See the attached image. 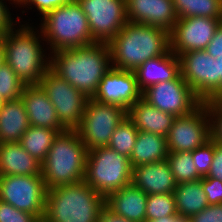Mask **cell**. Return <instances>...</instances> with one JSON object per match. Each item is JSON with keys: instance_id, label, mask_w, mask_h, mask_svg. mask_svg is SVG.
<instances>
[{"instance_id": "cell-34", "label": "cell", "mask_w": 222, "mask_h": 222, "mask_svg": "<svg viewBox=\"0 0 222 222\" xmlns=\"http://www.w3.org/2000/svg\"><path fill=\"white\" fill-rule=\"evenodd\" d=\"M211 120V138L222 144V99L205 101Z\"/></svg>"}, {"instance_id": "cell-43", "label": "cell", "mask_w": 222, "mask_h": 222, "mask_svg": "<svg viewBox=\"0 0 222 222\" xmlns=\"http://www.w3.org/2000/svg\"><path fill=\"white\" fill-rule=\"evenodd\" d=\"M218 62V99H222V58H216Z\"/></svg>"}, {"instance_id": "cell-14", "label": "cell", "mask_w": 222, "mask_h": 222, "mask_svg": "<svg viewBox=\"0 0 222 222\" xmlns=\"http://www.w3.org/2000/svg\"><path fill=\"white\" fill-rule=\"evenodd\" d=\"M142 99L175 117L191 113L202 103L181 73L174 80L156 83L145 89Z\"/></svg>"}, {"instance_id": "cell-4", "label": "cell", "mask_w": 222, "mask_h": 222, "mask_svg": "<svg viewBox=\"0 0 222 222\" xmlns=\"http://www.w3.org/2000/svg\"><path fill=\"white\" fill-rule=\"evenodd\" d=\"M105 199L84 180L47 189L45 222H97Z\"/></svg>"}, {"instance_id": "cell-36", "label": "cell", "mask_w": 222, "mask_h": 222, "mask_svg": "<svg viewBox=\"0 0 222 222\" xmlns=\"http://www.w3.org/2000/svg\"><path fill=\"white\" fill-rule=\"evenodd\" d=\"M202 187L209 205L222 204V181L216 178L202 177Z\"/></svg>"}, {"instance_id": "cell-25", "label": "cell", "mask_w": 222, "mask_h": 222, "mask_svg": "<svg viewBox=\"0 0 222 222\" xmlns=\"http://www.w3.org/2000/svg\"><path fill=\"white\" fill-rule=\"evenodd\" d=\"M168 149L165 136L138 131L133 152L129 158L131 167L155 163L167 159Z\"/></svg>"}, {"instance_id": "cell-35", "label": "cell", "mask_w": 222, "mask_h": 222, "mask_svg": "<svg viewBox=\"0 0 222 222\" xmlns=\"http://www.w3.org/2000/svg\"><path fill=\"white\" fill-rule=\"evenodd\" d=\"M31 213L18 210L8 203L0 201V222H38Z\"/></svg>"}, {"instance_id": "cell-11", "label": "cell", "mask_w": 222, "mask_h": 222, "mask_svg": "<svg viewBox=\"0 0 222 222\" xmlns=\"http://www.w3.org/2000/svg\"><path fill=\"white\" fill-rule=\"evenodd\" d=\"M211 139V120L206 103L176 117L166 137L168 153L192 152Z\"/></svg>"}, {"instance_id": "cell-21", "label": "cell", "mask_w": 222, "mask_h": 222, "mask_svg": "<svg viewBox=\"0 0 222 222\" xmlns=\"http://www.w3.org/2000/svg\"><path fill=\"white\" fill-rule=\"evenodd\" d=\"M147 198L145 192L130 184L110 194L105 199V206L130 221L145 222Z\"/></svg>"}, {"instance_id": "cell-5", "label": "cell", "mask_w": 222, "mask_h": 222, "mask_svg": "<svg viewBox=\"0 0 222 222\" xmlns=\"http://www.w3.org/2000/svg\"><path fill=\"white\" fill-rule=\"evenodd\" d=\"M87 152L86 145L76 130L59 133L42 162L41 174L46 188L83 181Z\"/></svg>"}, {"instance_id": "cell-7", "label": "cell", "mask_w": 222, "mask_h": 222, "mask_svg": "<svg viewBox=\"0 0 222 222\" xmlns=\"http://www.w3.org/2000/svg\"><path fill=\"white\" fill-rule=\"evenodd\" d=\"M132 167L127 156L108 146L90 149L84 181L104 199L131 184Z\"/></svg>"}, {"instance_id": "cell-23", "label": "cell", "mask_w": 222, "mask_h": 222, "mask_svg": "<svg viewBox=\"0 0 222 222\" xmlns=\"http://www.w3.org/2000/svg\"><path fill=\"white\" fill-rule=\"evenodd\" d=\"M42 163L26 152L19 142L0 144V176L41 175Z\"/></svg>"}, {"instance_id": "cell-1", "label": "cell", "mask_w": 222, "mask_h": 222, "mask_svg": "<svg viewBox=\"0 0 222 222\" xmlns=\"http://www.w3.org/2000/svg\"><path fill=\"white\" fill-rule=\"evenodd\" d=\"M49 54L50 69L88 98L93 97L99 82L112 68L107 43H92Z\"/></svg>"}, {"instance_id": "cell-6", "label": "cell", "mask_w": 222, "mask_h": 222, "mask_svg": "<svg viewBox=\"0 0 222 222\" xmlns=\"http://www.w3.org/2000/svg\"><path fill=\"white\" fill-rule=\"evenodd\" d=\"M39 26L50 53L96 43L85 13L76 0L46 13Z\"/></svg>"}, {"instance_id": "cell-10", "label": "cell", "mask_w": 222, "mask_h": 222, "mask_svg": "<svg viewBox=\"0 0 222 222\" xmlns=\"http://www.w3.org/2000/svg\"><path fill=\"white\" fill-rule=\"evenodd\" d=\"M39 85L53 104L61 125L66 130H76L89 98L51 69L44 74Z\"/></svg>"}, {"instance_id": "cell-9", "label": "cell", "mask_w": 222, "mask_h": 222, "mask_svg": "<svg viewBox=\"0 0 222 222\" xmlns=\"http://www.w3.org/2000/svg\"><path fill=\"white\" fill-rule=\"evenodd\" d=\"M47 188L41 175L0 176V201L43 220Z\"/></svg>"}, {"instance_id": "cell-27", "label": "cell", "mask_w": 222, "mask_h": 222, "mask_svg": "<svg viewBox=\"0 0 222 222\" xmlns=\"http://www.w3.org/2000/svg\"><path fill=\"white\" fill-rule=\"evenodd\" d=\"M59 132L46 127L29 126L19 143L39 162H43Z\"/></svg>"}, {"instance_id": "cell-8", "label": "cell", "mask_w": 222, "mask_h": 222, "mask_svg": "<svg viewBox=\"0 0 222 222\" xmlns=\"http://www.w3.org/2000/svg\"><path fill=\"white\" fill-rule=\"evenodd\" d=\"M126 117L127 111L124 108L89 98L76 131L88 151L107 146L114 130Z\"/></svg>"}, {"instance_id": "cell-19", "label": "cell", "mask_w": 222, "mask_h": 222, "mask_svg": "<svg viewBox=\"0 0 222 222\" xmlns=\"http://www.w3.org/2000/svg\"><path fill=\"white\" fill-rule=\"evenodd\" d=\"M21 99L24 102L30 126L46 127L59 133L66 131L58 119L53 104L40 85H26Z\"/></svg>"}, {"instance_id": "cell-38", "label": "cell", "mask_w": 222, "mask_h": 222, "mask_svg": "<svg viewBox=\"0 0 222 222\" xmlns=\"http://www.w3.org/2000/svg\"><path fill=\"white\" fill-rule=\"evenodd\" d=\"M192 222H222V204L209 205L201 212L193 215Z\"/></svg>"}, {"instance_id": "cell-47", "label": "cell", "mask_w": 222, "mask_h": 222, "mask_svg": "<svg viewBox=\"0 0 222 222\" xmlns=\"http://www.w3.org/2000/svg\"><path fill=\"white\" fill-rule=\"evenodd\" d=\"M179 222H192V221L190 220V218L189 219L188 218H181L179 220Z\"/></svg>"}, {"instance_id": "cell-39", "label": "cell", "mask_w": 222, "mask_h": 222, "mask_svg": "<svg viewBox=\"0 0 222 222\" xmlns=\"http://www.w3.org/2000/svg\"><path fill=\"white\" fill-rule=\"evenodd\" d=\"M206 177L222 181V144L215 142L212 165Z\"/></svg>"}, {"instance_id": "cell-16", "label": "cell", "mask_w": 222, "mask_h": 222, "mask_svg": "<svg viewBox=\"0 0 222 222\" xmlns=\"http://www.w3.org/2000/svg\"><path fill=\"white\" fill-rule=\"evenodd\" d=\"M142 92L138 87L134 71L112 67L101 79L92 99L117 105L126 111L139 99Z\"/></svg>"}, {"instance_id": "cell-29", "label": "cell", "mask_w": 222, "mask_h": 222, "mask_svg": "<svg viewBox=\"0 0 222 222\" xmlns=\"http://www.w3.org/2000/svg\"><path fill=\"white\" fill-rule=\"evenodd\" d=\"M166 160L177 184L193 182L202 178L197 173L192 152H170Z\"/></svg>"}, {"instance_id": "cell-37", "label": "cell", "mask_w": 222, "mask_h": 222, "mask_svg": "<svg viewBox=\"0 0 222 222\" xmlns=\"http://www.w3.org/2000/svg\"><path fill=\"white\" fill-rule=\"evenodd\" d=\"M73 0H19L16 5L19 7L22 5L23 7L32 6L36 7L39 11V14L43 17L49 11L54 10L55 8L72 2ZM28 5V6H27Z\"/></svg>"}, {"instance_id": "cell-12", "label": "cell", "mask_w": 222, "mask_h": 222, "mask_svg": "<svg viewBox=\"0 0 222 222\" xmlns=\"http://www.w3.org/2000/svg\"><path fill=\"white\" fill-rule=\"evenodd\" d=\"M85 13L92 39L109 43L125 26L126 0H76Z\"/></svg>"}, {"instance_id": "cell-22", "label": "cell", "mask_w": 222, "mask_h": 222, "mask_svg": "<svg viewBox=\"0 0 222 222\" xmlns=\"http://www.w3.org/2000/svg\"><path fill=\"white\" fill-rule=\"evenodd\" d=\"M127 117L139 131L151 132L167 137L175 116L147 103L137 100L127 111Z\"/></svg>"}, {"instance_id": "cell-44", "label": "cell", "mask_w": 222, "mask_h": 222, "mask_svg": "<svg viewBox=\"0 0 222 222\" xmlns=\"http://www.w3.org/2000/svg\"><path fill=\"white\" fill-rule=\"evenodd\" d=\"M181 217L179 215H174V216H166L163 218H158L155 220H146L145 222H179Z\"/></svg>"}, {"instance_id": "cell-40", "label": "cell", "mask_w": 222, "mask_h": 222, "mask_svg": "<svg viewBox=\"0 0 222 222\" xmlns=\"http://www.w3.org/2000/svg\"><path fill=\"white\" fill-rule=\"evenodd\" d=\"M205 51L213 58H222V19L213 39L205 48Z\"/></svg>"}, {"instance_id": "cell-41", "label": "cell", "mask_w": 222, "mask_h": 222, "mask_svg": "<svg viewBox=\"0 0 222 222\" xmlns=\"http://www.w3.org/2000/svg\"><path fill=\"white\" fill-rule=\"evenodd\" d=\"M10 1H12L14 5H16L13 0ZM11 15L12 14L10 13L9 8L6 5L5 0H0V27H13L14 25H17L16 23H18V20L14 21L13 19L15 18H13Z\"/></svg>"}, {"instance_id": "cell-33", "label": "cell", "mask_w": 222, "mask_h": 222, "mask_svg": "<svg viewBox=\"0 0 222 222\" xmlns=\"http://www.w3.org/2000/svg\"><path fill=\"white\" fill-rule=\"evenodd\" d=\"M215 150V141L211 138L204 145L192 151V158L201 177H206L212 165Z\"/></svg>"}, {"instance_id": "cell-20", "label": "cell", "mask_w": 222, "mask_h": 222, "mask_svg": "<svg viewBox=\"0 0 222 222\" xmlns=\"http://www.w3.org/2000/svg\"><path fill=\"white\" fill-rule=\"evenodd\" d=\"M134 73L143 92L156 83L174 80L181 73L180 59L169 49L164 55L145 61Z\"/></svg>"}, {"instance_id": "cell-13", "label": "cell", "mask_w": 222, "mask_h": 222, "mask_svg": "<svg viewBox=\"0 0 222 222\" xmlns=\"http://www.w3.org/2000/svg\"><path fill=\"white\" fill-rule=\"evenodd\" d=\"M182 78L202 101L218 99V62L205 50L187 51L179 56Z\"/></svg>"}, {"instance_id": "cell-45", "label": "cell", "mask_w": 222, "mask_h": 222, "mask_svg": "<svg viewBox=\"0 0 222 222\" xmlns=\"http://www.w3.org/2000/svg\"><path fill=\"white\" fill-rule=\"evenodd\" d=\"M6 63L5 45L3 41L0 43V67Z\"/></svg>"}, {"instance_id": "cell-48", "label": "cell", "mask_w": 222, "mask_h": 222, "mask_svg": "<svg viewBox=\"0 0 222 222\" xmlns=\"http://www.w3.org/2000/svg\"><path fill=\"white\" fill-rule=\"evenodd\" d=\"M3 103H4V101H0V112H1V108H2Z\"/></svg>"}, {"instance_id": "cell-17", "label": "cell", "mask_w": 222, "mask_h": 222, "mask_svg": "<svg viewBox=\"0 0 222 222\" xmlns=\"http://www.w3.org/2000/svg\"><path fill=\"white\" fill-rule=\"evenodd\" d=\"M127 21L159 27L169 33L178 17L172 0H126Z\"/></svg>"}, {"instance_id": "cell-26", "label": "cell", "mask_w": 222, "mask_h": 222, "mask_svg": "<svg viewBox=\"0 0 222 222\" xmlns=\"http://www.w3.org/2000/svg\"><path fill=\"white\" fill-rule=\"evenodd\" d=\"M176 211L181 218H191L209 206L206 193L202 187V178L177 184L173 191Z\"/></svg>"}, {"instance_id": "cell-15", "label": "cell", "mask_w": 222, "mask_h": 222, "mask_svg": "<svg viewBox=\"0 0 222 222\" xmlns=\"http://www.w3.org/2000/svg\"><path fill=\"white\" fill-rule=\"evenodd\" d=\"M220 22L219 18H178L169 33L170 50L178 57L187 51L205 50Z\"/></svg>"}, {"instance_id": "cell-3", "label": "cell", "mask_w": 222, "mask_h": 222, "mask_svg": "<svg viewBox=\"0 0 222 222\" xmlns=\"http://www.w3.org/2000/svg\"><path fill=\"white\" fill-rule=\"evenodd\" d=\"M20 22L22 21H18L20 28L14 25L4 35L6 63L25 85H39L50 69V54L47 56L42 47L44 42L41 41L45 40L41 30Z\"/></svg>"}, {"instance_id": "cell-30", "label": "cell", "mask_w": 222, "mask_h": 222, "mask_svg": "<svg viewBox=\"0 0 222 222\" xmlns=\"http://www.w3.org/2000/svg\"><path fill=\"white\" fill-rule=\"evenodd\" d=\"M138 131L134 123L126 117L114 130L107 146L119 154L130 158L138 136Z\"/></svg>"}, {"instance_id": "cell-32", "label": "cell", "mask_w": 222, "mask_h": 222, "mask_svg": "<svg viewBox=\"0 0 222 222\" xmlns=\"http://www.w3.org/2000/svg\"><path fill=\"white\" fill-rule=\"evenodd\" d=\"M25 86L7 63L0 67V96L4 101L21 98Z\"/></svg>"}, {"instance_id": "cell-18", "label": "cell", "mask_w": 222, "mask_h": 222, "mask_svg": "<svg viewBox=\"0 0 222 222\" xmlns=\"http://www.w3.org/2000/svg\"><path fill=\"white\" fill-rule=\"evenodd\" d=\"M131 184L147 195L173 193L177 186L167 160L133 167Z\"/></svg>"}, {"instance_id": "cell-2", "label": "cell", "mask_w": 222, "mask_h": 222, "mask_svg": "<svg viewBox=\"0 0 222 222\" xmlns=\"http://www.w3.org/2000/svg\"><path fill=\"white\" fill-rule=\"evenodd\" d=\"M112 67L134 71L170 49L169 32L159 27L127 22L108 43Z\"/></svg>"}, {"instance_id": "cell-28", "label": "cell", "mask_w": 222, "mask_h": 222, "mask_svg": "<svg viewBox=\"0 0 222 222\" xmlns=\"http://www.w3.org/2000/svg\"><path fill=\"white\" fill-rule=\"evenodd\" d=\"M178 18L222 19V0H172Z\"/></svg>"}, {"instance_id": "cell-46", "label": "cell", "mask_w": 222, "mask_h": 222, "mask_svg": "<svg viewBox=\"0 0 222 222\" xmlns=\"http://www.w3.org/2000/svg\"><path fill=\"white\" fill-rule=\"evenodd\" d=\"M12 27H0V43L3 41L5 33Z\"/></svg>"}, {"instance_id": "cell-31", "label": "cell", "mask_w": 222, "mask_h": 222, "mask_svg": "<svg viewBox=\"0 0 222 222\" xmlns=\"http://www.w3.org/2000/svg\"><path fill=\"white\" fill-rule=\"evenodd\" d=\"M174 215L178 214L173 193L148 195L146 202V220H155Z\"/></svg>"}, {"instance_id": "cell-42", "label": "cell", "mask_w": 222, "mask_h": 222, "mask_svg": "<svg viewBox=\"0 0 222 222\" xmlns=\"http://www.w3.org/2000/svg\"><path fill=\"white\" fill-rule=\"evenodd\" d=\"M97 222H133L122 216L114 214L111 210H109L106 206L102 208L99 213Z\"/></svg>"}, {"instance_id": "cell-24", "label": "cell", "mask_w": 222, "mask_h": 222, "mask_svg": "<svg viewBox=\"0 0 222 222\" xmlns=\"http://www.w3.org/2000/svg\"><path fill=\"white\" fill-rule=\"evenodd\" d=\"M29 126L22 99L4 101L0 112V144L19 142Z\"/></svg>"}]
</instances>
